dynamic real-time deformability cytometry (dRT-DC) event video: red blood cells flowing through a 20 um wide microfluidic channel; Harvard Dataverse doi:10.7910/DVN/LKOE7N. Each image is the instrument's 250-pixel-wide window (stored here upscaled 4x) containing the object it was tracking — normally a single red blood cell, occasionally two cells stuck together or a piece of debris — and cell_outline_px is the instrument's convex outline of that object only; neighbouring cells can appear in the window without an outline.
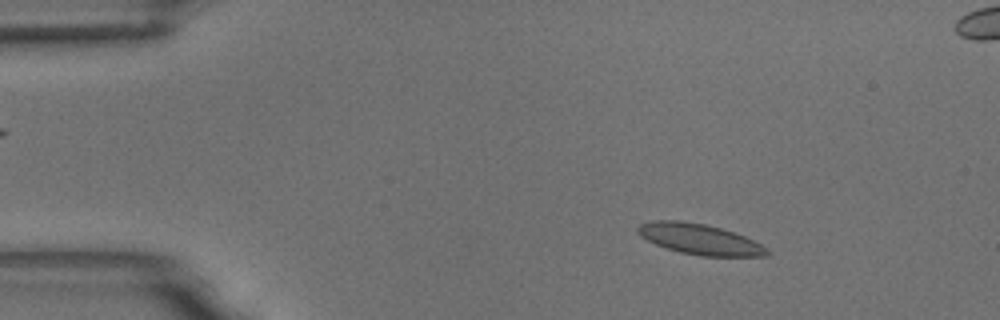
{"species": "common noctule bat (a hibernating species)", "species_latin": "Nyctalus noctula", "temperature_condition": "room temperature", "stored_images_in_passage": 60, "segment_of_instrument_passage": [1, 2], "camera_frame_rate_fps": 3000, "um_per_image_px": 0.085, "animal": {"sex": "male", "body_mass_g": 18.8}, "frame": {"image": 1, "passage_image": 9, "time_ms": 2.667, "image_size_px": [1000, 320], "cell_outline_px": [[768, 256], [700, 256], [680, 252], [656, 244], [640, 236], [636, 232], [636, 228], [640, 224], [652, 220], [680, 220], [704, 224], [720, 228], [744, 236], [768, 248]], "centroid_in_image_um": [59.43, 20.32], "position_along_channel_um": 25.6, "area_um2": 22.89}}
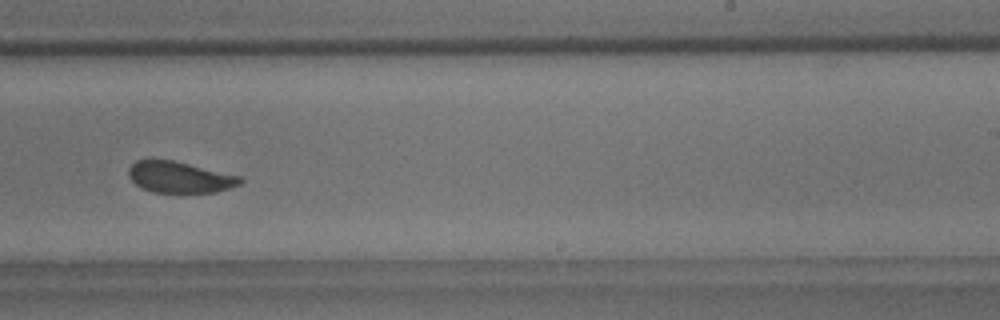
{"frame": {"image": 2, "passage_image": 37, "time_ms": 12.0, "image_size_px": [1000, 320], "cell_outline_px": [[244, 180], [240, 184], [216, 192], [180, 196], [152, 192], [136, 184], [128, 176], [128, 168], [136, 160], [148, 156], [172, 160], [244, 176]], "centroid_in_image_um": [15.27, 15.07], "position_along_channel_um": 273.7, "area_um2": 21.73}}
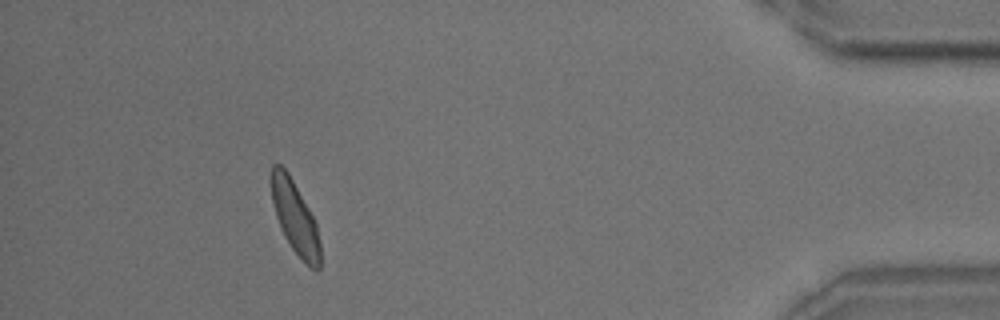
{"frame": {"image": 3, "passage_image": 54, "time_ms": 17.667, "image_size_px": [1000, 320], "cell_outline_px": [[320, 268], [316, 272], [292, 248], [284, 236], [280, 228], [276, 216], [272, 200], [268, 180], [272, 164], [280, 164], [288, 172], [308, 208], [316, 224], [320, 244]], "centroid_in_image_um": [25.03, 18.42], "position_along_channel_um": 410.2, "area_um2": 20.63}}